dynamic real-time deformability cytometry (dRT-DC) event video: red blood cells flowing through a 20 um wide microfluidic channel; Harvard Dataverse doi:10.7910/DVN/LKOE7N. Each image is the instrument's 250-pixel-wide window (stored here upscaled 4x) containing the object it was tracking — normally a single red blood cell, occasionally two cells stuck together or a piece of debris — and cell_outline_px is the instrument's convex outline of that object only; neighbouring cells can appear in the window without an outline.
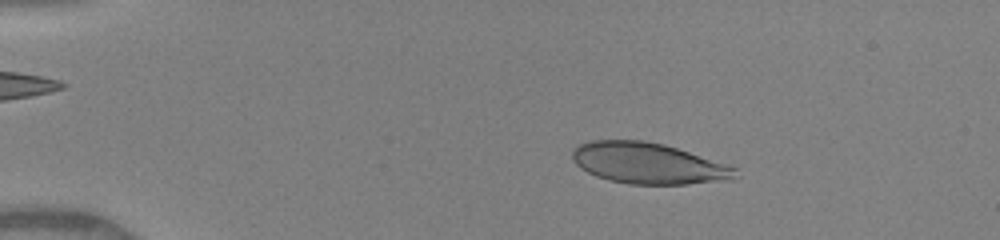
{"species": "human", "species_latin": "Homo sapiens", "temperature_condition": "warm", "stored_images_in_passage": 46, "camera_frame_rate_fps": 3000, "um_per_image_px": 0.085, "donor": {"sex": "female"}, "frame": {"image": 1, "passage_image": 9, "time_ms": 2.667, "image_size_px": [1000, 240], "cell_outline_px": [[740, 176], [732, 180], [688, 184], [628, 184], [608, 180], [596, 176], [580, 168], [572, 160], [572, 152], [580, 144], [592, 140], [644, 140], [664, 144], [736, 168]], "centroid_in_image_um": [55.09, 13.89], "position_along_channel_um": 29.9, "area_um2": 38.9}}
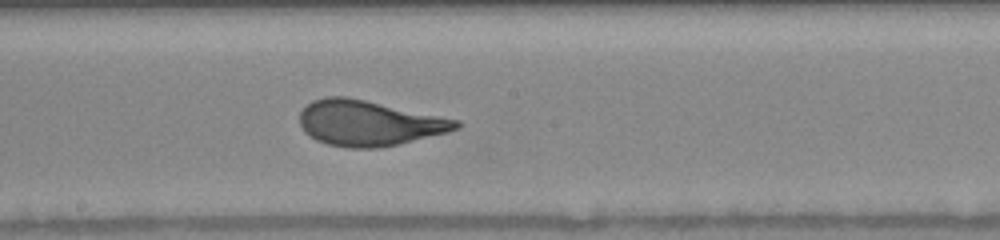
{"frame": {"image": 2, "passage_image": 28, "time_ms": 9.0, "image_size_px": [1000, 240], "cell_outline_px": [[460, 128], [448, 132], [400, 144], [380, 148], [348, 148], [328, 144], [316, 140], [304, 132], [300, 124], [300, 112], [312, 100], [328, 96], [344, 96], [364, 100], [460, 120]], "centroid_in_image_um": [31.35, 10.47], "position_along_channel_um": 216.9, "area_um2": 41.27}}
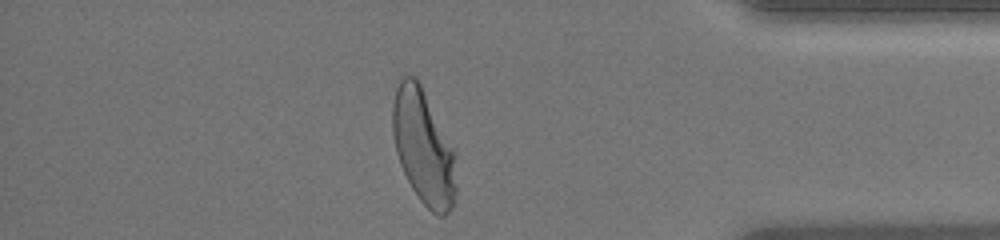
{"frame": {"image": 3, "passage_image": 43, "time_ms": 14.0, "image_size_px": [1000, 240], "cell_outline_px": [[456, 196], [452, 208], [444, 216], [440, 216], [432, 212], [420, 200], [412, 188], [400, 164], [396, 152], [392, 132], [392, 104], [396, 88], [400, 76], [416, 76], [456, 156]], "centroid_in_image_um": [35.98, 12.53], "position_along_channel_um": 399.2, "area_um2": 42.25}, "authors_computed_cell_mechanics": {"area_um2": 40.5467, "velocity_mm_per_s": 4.1109, "shape_relaxation_time_tau1_ms": 3.8624, "shape_relaxation_time_tau2_ms": null, "deformation_change_tau1": 0.2019, "deformation_change_tau2": null}}